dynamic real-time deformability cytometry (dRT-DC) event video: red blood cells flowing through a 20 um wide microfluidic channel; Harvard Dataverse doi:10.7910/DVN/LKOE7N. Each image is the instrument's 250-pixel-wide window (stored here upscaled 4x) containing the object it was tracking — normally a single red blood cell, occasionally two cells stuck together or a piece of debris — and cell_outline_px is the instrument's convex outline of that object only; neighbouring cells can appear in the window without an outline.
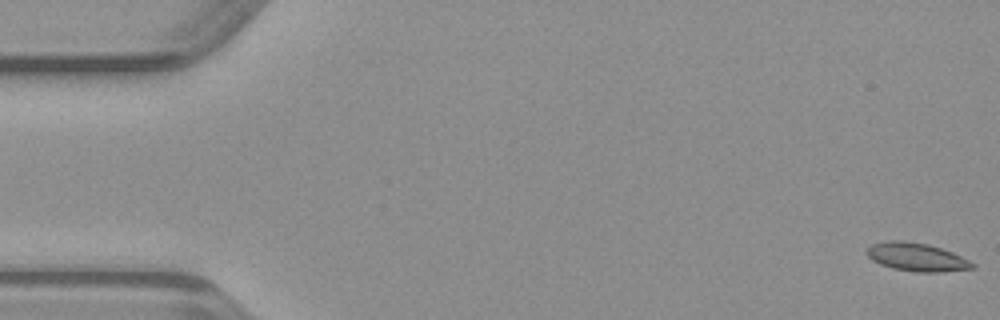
{"species": "common noctule bat (a hibernating species)", "species_latin": "Nyctalus noctula", "temperature_condition": "warm", "stored_images_in_passage": 15, "camera_frame_rate_fps": 3000, "um_per_image_px": 0.085, "animal": {"sex": "male", "body_mass_g": 23.1, "forearm_length_mm": 52.7}, "frame": {"image": 1, "passage_image": 1, "time_ms": 0.0, "image_size_px": [1000, 320], "cell_outline_px": [[976, 268], [940, 272], [916, 272], [892, 268], [880, 264], [872, 260], [864, 252], [872, 244], [888, 240], [904, 240], [928, 244], [952, 252], [976, 264]], "centroid_in_image_um": [77.9, 21.85], "position_along_channel_um": 7.1, "area_um2": 17.46}}